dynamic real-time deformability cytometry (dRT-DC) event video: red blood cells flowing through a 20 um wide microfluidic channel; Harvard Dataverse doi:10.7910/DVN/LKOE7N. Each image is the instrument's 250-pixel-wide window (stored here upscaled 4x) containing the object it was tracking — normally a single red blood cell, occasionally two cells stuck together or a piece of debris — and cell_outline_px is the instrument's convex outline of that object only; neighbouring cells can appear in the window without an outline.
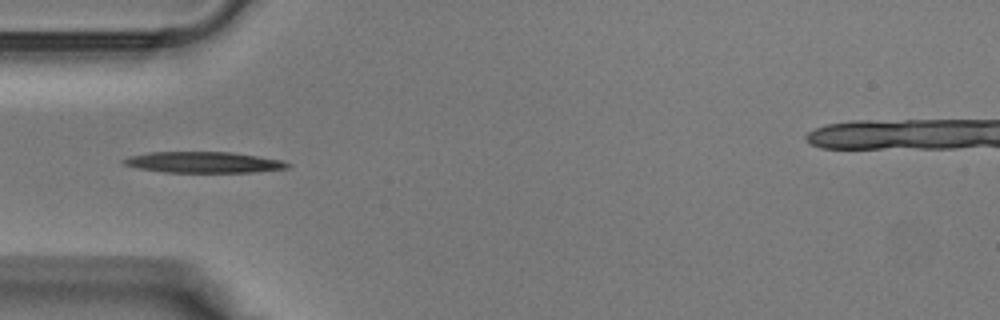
{"species": "Egyptian fruit bat (a non-hibernating species)", "species_latin": "Rousettus aegyptiacus", "temperature_condition": "warm", "stored_images_in_passage": 29, "camera_frame_rate_fps": 3000, "um_per_image_px": 0.085, "animal": {"sex": "male"}, "frame": {"image": 1, "passage_image": 2, "time_ms": 0.333, "image_size_px": [1000, 320], "cell_outline_px": [[292, 164], [288, 168], [252, 172], [164, 172], [140, 168], [124, 164], [120, 160], [132, 156], [148, 152], [232, 152], [284, 160]], "centroid_in_image_um": [17.36, 13.79], "position_along_channel_um": 67.6, "area_um2": 20.0}}
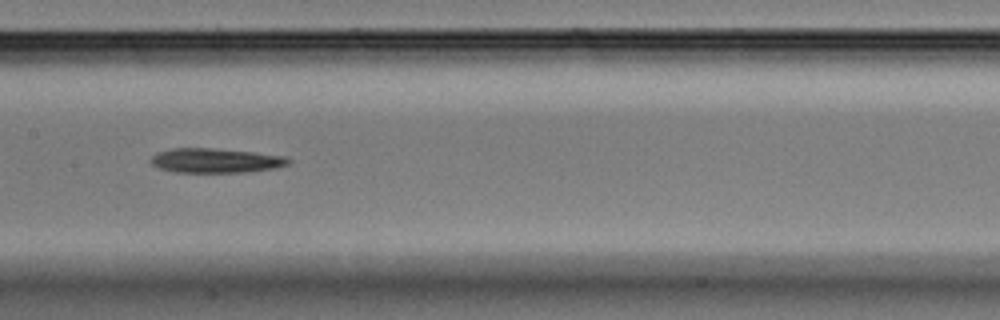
{"frame": {"image": 2, "passage_image": 9, "time_ms": 2.667, "image_size_px": [1000, 320], "cell_outline_px": [[292, 160], [288, 164], [276, 168], [248, 172], [172, 172], [160, 168], [152, 164], [148, 160], [156, 152], [172, 148], [212, 148], [252, 152], [288, 156]], "centroid_in_image_um": [18.33, 13.64], "position_along_channel_um": 189.1, "area_um2": 19.83}}
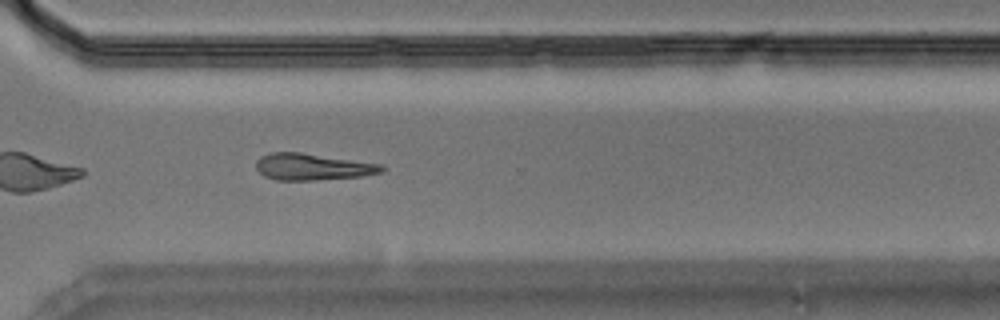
{"frame": {"image": 3, "passage_image": 18, "time_ms": 5.667, "image_size_px": [1000, 320], "cell_outline_px": [[388, 168], [380, 172], [364, 176], [316, 180], [276, 180], [264, 176], [256, 168], [256, 160], [260, 156], [268, 152], [300, 152], [384, 164]], "centroid_in_image_um": [26.58, 14.17], "position_along_channel_um": 344.0, "area_um2": 19.77}}